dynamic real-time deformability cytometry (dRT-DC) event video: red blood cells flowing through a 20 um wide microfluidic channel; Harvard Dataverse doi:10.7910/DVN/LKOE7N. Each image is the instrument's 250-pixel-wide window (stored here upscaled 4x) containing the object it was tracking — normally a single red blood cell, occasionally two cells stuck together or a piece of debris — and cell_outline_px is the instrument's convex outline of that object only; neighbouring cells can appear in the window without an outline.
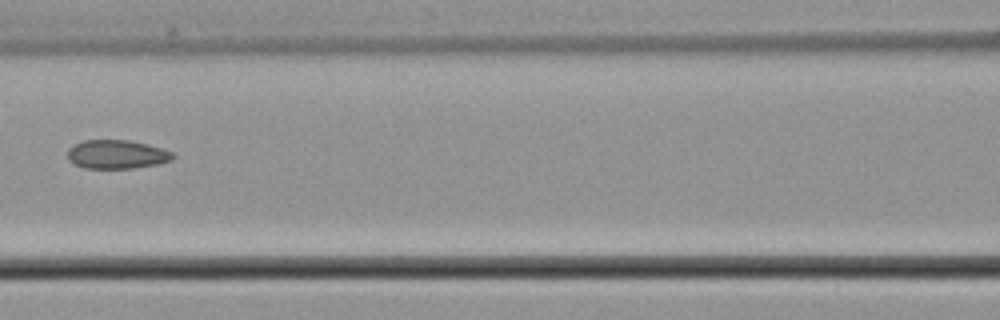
{"species": "common noctule bat (a hibernating species)", "species_latin": "Nyctalus noctula", "temperature_condition": "cold", "stored_images_in_passage": 8, "camera_frame_rate_fps": 3000, "um_per_image_px": 0.085, "animal": {"sex": "male", "body_mass_g": 21.5, "forearm_length_mm": 52.0}, "frame": {"image": 1, "passage_image": 8, "time_ms": 9.0, "image_size_px": [1000, 320], "cell_outline_px": [[176, 156], [172, 160], [156, 164], [132, 168], [84, 168], [68, 160], [68, 148], [84, 140], [128, 140], [148, 144], [172, 152]], "centroid_in_image_um": [9.93, 13.12], "position_along_channel_um": 156.7, "area_um2": 17.51}}